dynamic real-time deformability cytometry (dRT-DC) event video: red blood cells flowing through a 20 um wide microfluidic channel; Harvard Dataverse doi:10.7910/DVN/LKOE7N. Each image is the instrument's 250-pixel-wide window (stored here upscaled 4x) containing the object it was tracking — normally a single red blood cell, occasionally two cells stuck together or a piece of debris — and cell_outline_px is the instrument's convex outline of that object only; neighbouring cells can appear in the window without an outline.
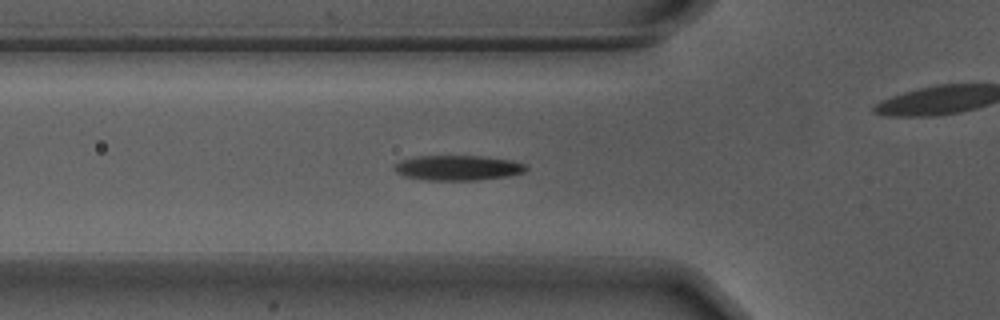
{"species": "Egyptian fruit bat (a non-hibernating species)", "species_latin": "Rousettus aegyptiacus", "temperature_condition": "warm", "stored_images_in_passage": 41, "camera_frame_rate_fps": 3000, "um_per_image_px": 0.085, "animal": {"sex": "male"}, "frame": {"image": 1, "passage_image": 11, "time_ms": 3.333, "image_size_px": [1000, 320], "cell_outline_px": [[528, 168], [524, 172], [508, 176], [480, 180], [424, 180], [404, 176], [396, 172], [392, 168], [392, 164], [400, 160], [416, 156], [484, 156], [512, 160], [524, 164]], "centroid_in_image_um": [38.87, 14.26], "position_along_channel_um": 86.9, "area_um2": 19.48}}
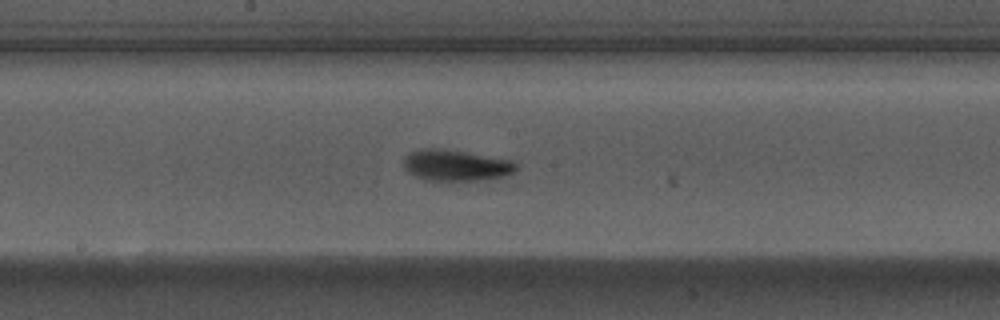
{"frame": {"image": 2, "passage_image": 21, "time_ms": 6.667, "image_size_px": [1000, 320], "cell_outline_px": [[520, 164], [512, 172], [504, 176], [484, 180], [424, 180], [408, 172], [404, 168], [404, 156], [408, 152], [420, 148], [444, 148], [512, 160]], "centroid_in_image_um": [38.73, 14.03], "position_along_channel_um": 209.5, "area_um2": 20.63}}
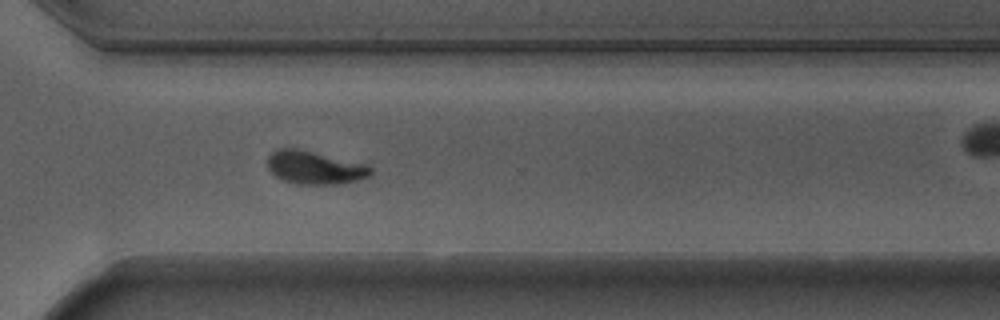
{"frame": {"image": 3, "passage_image": 32, "time_ms": 10.333, "image_size_px": [1000, 320], "cell_outline_px": [[372, 172], [368, 176], [356, 180], [340, 184], [296, 184], [284, 180], [276, 176], [268, 168], [268, 156], [272, 152], [280, 148], [296, 148], [368, 164], [372, 168]], "centroid_in_image_um": [26.76, 14.24], "position_along_channel_um": 343.8, "area_um2": 19.83}, "authors_computed_cell_mechanics": {"area_um2": 19.5942, "velocity_mm_per_s": 3.6748, "shape_relaxation_time_tau1_ms": 2.7773, "shape_relaxation_time_tau2_ms": 0.9007, "deformation_change_tau1": 0.1508, "deformation_change_tau2": 0.0701}}